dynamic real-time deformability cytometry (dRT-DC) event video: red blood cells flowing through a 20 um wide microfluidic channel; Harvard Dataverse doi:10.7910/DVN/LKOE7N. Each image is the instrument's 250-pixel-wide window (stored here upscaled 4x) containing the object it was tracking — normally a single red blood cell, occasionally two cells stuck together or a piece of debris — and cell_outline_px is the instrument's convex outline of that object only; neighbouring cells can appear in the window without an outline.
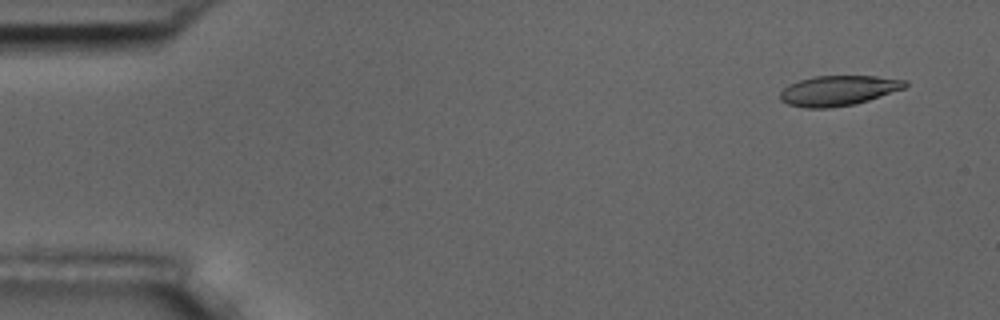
{"species": "common noctule bat (a hibernating species)", "species_latin": "Nyctalus noctula", "temperature_condition": "room temperature", "stored_images_in_passage": 4, "camera_frame_rate_fps": 3000, "um_per_image_px": 0.085, "animal": {"sex": "male", "body_mass_g": 17.5, "forearm_length_mm": 52.3}, "frame": {"image": 1, "passage_image": 1, "time_ms": 0.0, "image_size_px": [1000, 320], "cell_outline_px": [[908, 84], [904, 88], [856, 104], [832, 108], [804, 108], [788, 104], [780, 100], [780, 92], [788, 84], [800, 80], [816, 76], [876, 76], [908, 80]], "centroid_in_image_um": [71.25, 7.7], "position_along_channel_um": 13.8, "area_um2": 21.96}}